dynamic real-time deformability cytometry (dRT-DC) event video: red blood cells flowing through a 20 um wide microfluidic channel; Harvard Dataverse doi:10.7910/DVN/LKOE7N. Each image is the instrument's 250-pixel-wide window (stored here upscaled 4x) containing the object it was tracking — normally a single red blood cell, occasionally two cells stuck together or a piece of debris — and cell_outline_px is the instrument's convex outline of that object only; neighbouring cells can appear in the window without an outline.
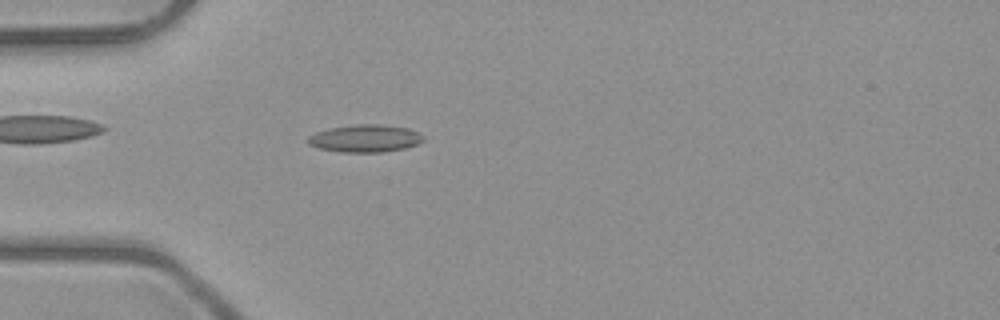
{"species": "common noctule bat (a hibernating species)", "species_latin": "Nyctalus noctula", "temperature_condition": "room temperature", "stored_images_in_passage": 38, "camera_frame_rate_fps": 3000, "um_per_image_px": 0.085, "animal": {"sex": "male", "body_mass_g": 23.1, "forearm_length_mm": 52.7}, "frame": {"image": 1, "passage_image": 2, "time_ms": 0.333, "image_size_px": [1000, 320], "cell_outline_px": [[424, 140], [416, 144], [404, 148], [380, 152], [340, 152], [320, 148], [308, 144], [308, 136], [316, 132], [328, 128], [360, 124], [376, 124], [408, 128], [424, 136]], "centroid_in_image_um": [31.01, 11.76], "position_along_channel_um": 54.0, "area_um2": 18.26}}
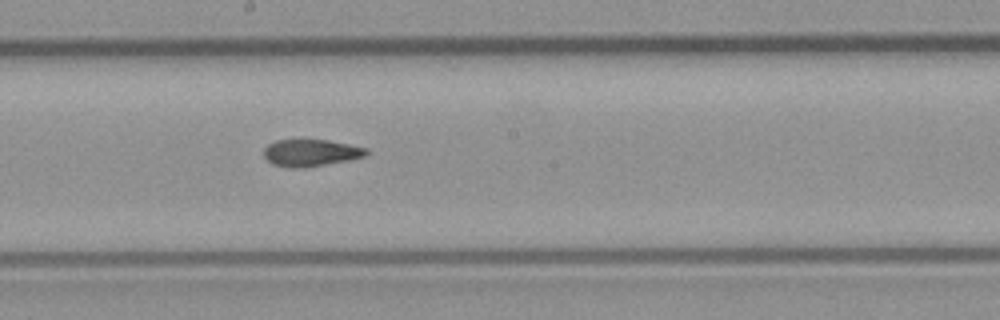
{"frame": {"image": 2, "passage_image": 15, "time_ms": 4.667, "image_size_px": [1000, 320], "cell_outline_px": [[368, 152], [364, 156], [348, 160], [304, 168], [288, 168], [272, 164], [264, 156], [264, 148], [268, 144], [276, 140], [328, 140], [368, 148]], "centroid_in_image_um": [26.39, 12.99], "position_along_channel_um": 221.8, "area_um2": 16.07}}
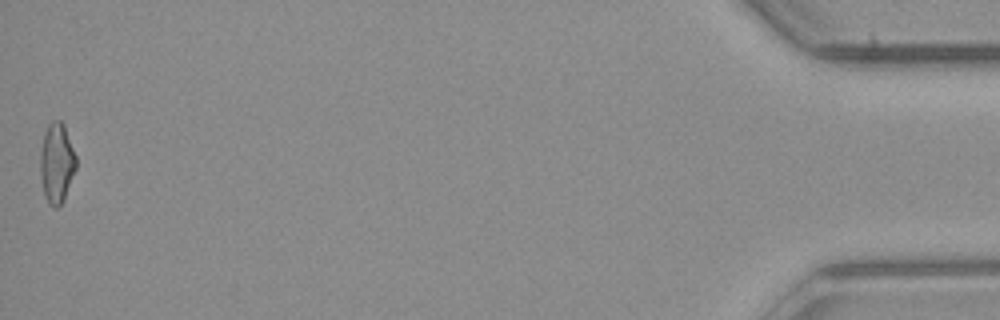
{"frame": {"image": 3, "passage_image": 38, "time_ms": 12.333, "image_size_px": [1000, 320], "cell_outline_px": [[76, 168], [64, 200], [56, 208], [52, 208], [48, 204], [44, 196], [40, 172], [40, 152], [44, 132], [48, 124], [52, 120], [60, 120], [64, 124], [76, 156]], "centroid_in_image_um": [4.81, 13.86], "position_along_channel_um": 430.4, "area_um2": 16.88}, "authors_computed_cell_mechanics": {"area_um2": 16.5019, "velocity_mm_per_s": 4.0407, "shape_relaxation_time_tau1_ms": null, "shape_relaxation_time_tau2_ms": 2.6666, "deformation_change_tau1": null, "deformation_change_tau2": 0.0957}}